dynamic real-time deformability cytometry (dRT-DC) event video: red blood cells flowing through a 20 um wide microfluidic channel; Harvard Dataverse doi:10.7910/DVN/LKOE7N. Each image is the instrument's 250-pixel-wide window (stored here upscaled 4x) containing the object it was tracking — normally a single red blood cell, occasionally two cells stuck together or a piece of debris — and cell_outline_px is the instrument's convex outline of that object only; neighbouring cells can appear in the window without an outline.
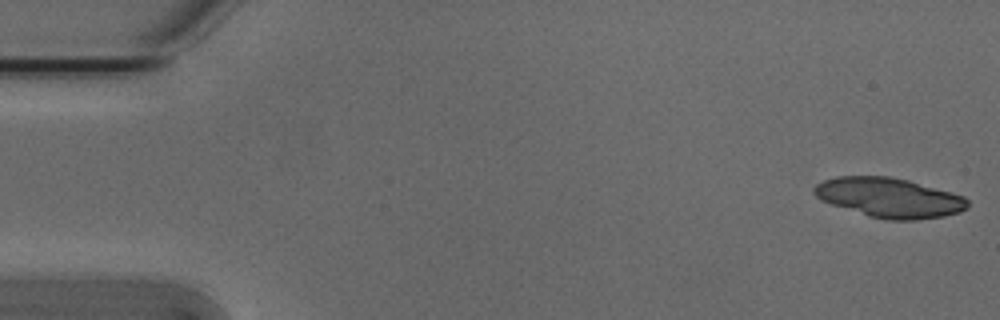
{"species": "Egyptian fruit bat (a non-hibernating species)", "species_latin": "Rousettus aegyptiacus", "temperature_condition": "cold", "stored_images_in_passage": 12, "camera_frame_rate_fps": 3000, "um_per_image_px": 0.085, "animal": {"sex": "male"}, "frame": {"image": 1, "passage_image": 1, "time_ms": 0.0, "image_size_px": [1000, 320], "cell_outline_px": [[968, 208], [960, 212], [944, 216], [916, 220], [888, 220], [868, 216], [820, 200], [812, 192], [812, 188], [816, 184], [824, 180], [836, 176], [888, 176], [908, 180], [952, 192], [964, 196], [968, 200]], "centroid_in_image_um": [75.59, 16.8], "position_along_channel_um": 9.4, "area_um2": 35.6}}